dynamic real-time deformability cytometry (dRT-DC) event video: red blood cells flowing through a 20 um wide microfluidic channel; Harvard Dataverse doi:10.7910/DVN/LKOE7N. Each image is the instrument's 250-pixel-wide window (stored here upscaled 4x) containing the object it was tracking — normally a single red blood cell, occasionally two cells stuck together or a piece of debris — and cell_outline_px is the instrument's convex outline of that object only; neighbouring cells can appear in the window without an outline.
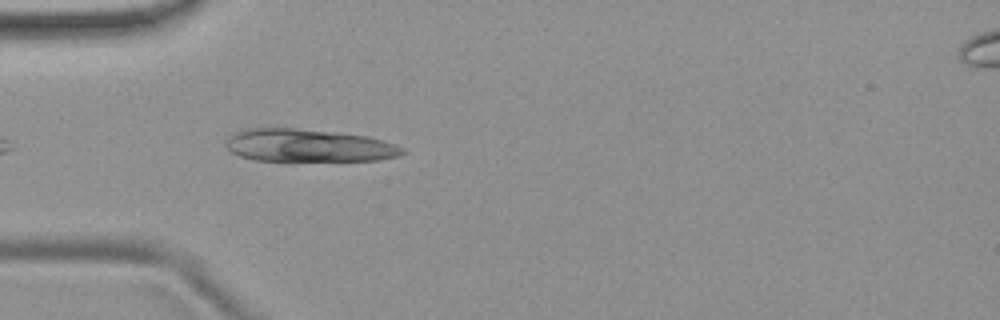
{"species": "common noctule bat (a hibernating species)", "species_latin": "Nyctalus noctula", "temperature_condition": "room temperature", "stored_images_in_passage": 18, "camera_frame_rate_fps": 3000, "um_per_image_px": 0.085, "animal": {"sex": "female", "body_mass_g": 19.9}, "frame": {"image": 1, "passage_image": 3, "time_ms": 0.667, "image_size_px": [1000, 320], "cell_outline_px": [[404, 152], [396, 156], [376, 160], [252, 160], [240, 156], [232, 152], [224, 144], [228, 136], [244, 128], [296, 128], [336, 132], [368, 136], [384, 140], [404, 148]], "centroid_in_image_um": [26.17, 12.35], "position_along_channel_um": 58.8, "area_um2": 33.52}}